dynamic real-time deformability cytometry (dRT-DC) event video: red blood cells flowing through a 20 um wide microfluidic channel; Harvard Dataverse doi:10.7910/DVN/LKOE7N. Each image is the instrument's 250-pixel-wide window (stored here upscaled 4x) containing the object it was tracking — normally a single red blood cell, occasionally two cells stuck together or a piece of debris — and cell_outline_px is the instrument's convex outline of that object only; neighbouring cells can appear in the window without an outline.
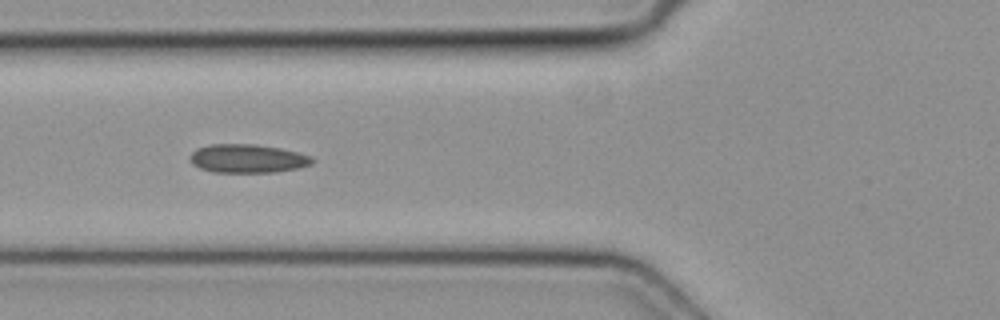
{"species": "common noctule bat (a hibernating species)", "species_latin": "Nyctalus noctula", "temperature_condition": "cold", "stored_images_in_passage": 5, "camera_frame_rate_fps": 3000, "um_per_image_px": 0.085, "animal": {"sex": "female", "body_mass_g": 19.3, "forearm_length_mm": 54.1}, "frame": {"image": 1, "passage_image": 4, "time_ms": 1.0, "image_size_px": [1000, 320], "cell_outline_px": [[316, 160], [312, 164], [300, 168], [276, 172], [212, 172], [200, 168], [192, 164], [192, 152], [196, 148], [212, 144], [256, 144], [280, 148], [312, 156]], "centroid_in_image_um": [21.09, 13.48], "position_along_channel_um": 104.7, "area_um2": 20.4}}
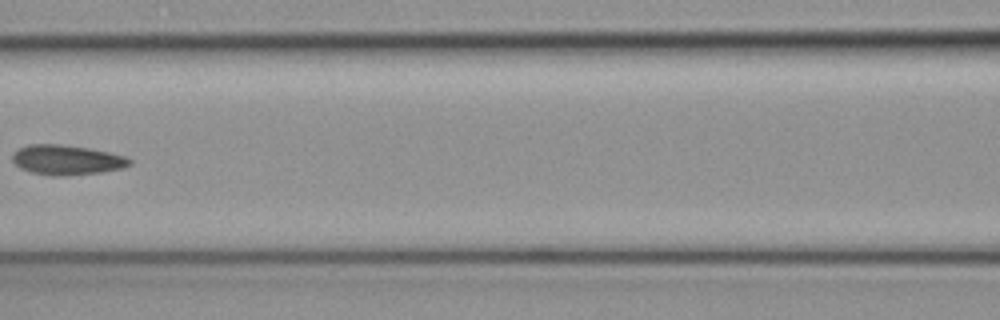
{"frame": {"image": 2, "passage_image": 5, "time_ms": 1.333, "image_size_px": [1000, 320], "cell_outline_px": [[132, 164], [124, 168], [100, 172], [64, 176], [52, 176], [32, 172], [20, 168], [12, 160], [12, 156], [20, 148], [28, 144], [60, 144], [88, 148], [108, 152], [124, 156], [132, 160]], "centroid_in_image_um": [5.69, 13.6], "position_along_channel_um": 160.9, "area_um2": 20.29}}